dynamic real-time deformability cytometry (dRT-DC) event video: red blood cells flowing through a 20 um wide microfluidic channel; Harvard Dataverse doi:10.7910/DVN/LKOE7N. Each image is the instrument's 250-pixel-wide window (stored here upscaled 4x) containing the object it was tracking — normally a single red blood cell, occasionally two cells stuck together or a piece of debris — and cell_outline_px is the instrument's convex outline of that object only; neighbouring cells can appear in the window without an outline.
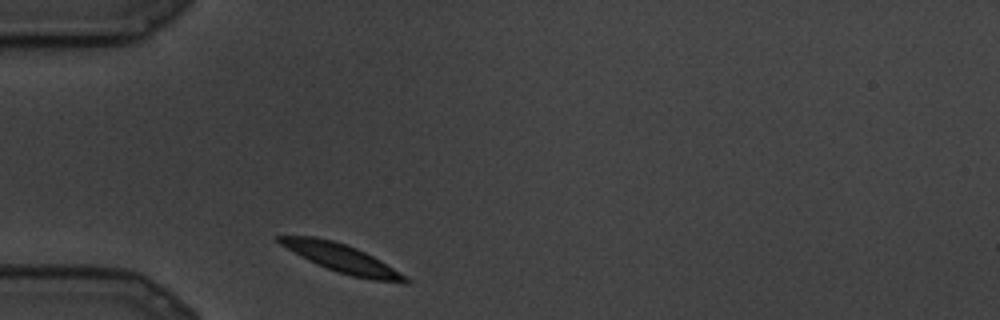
{"species": "common noctule bat (a hibernating species)", "species_latin": "Nyctalus noctula", "temperature_condition": "cold", "stored_images_in_passage": 5, "camera_frame_rate_fps": 3000, "um_per_image_px": 0.085, "animal": {"sex": "male", "body_mass_g": 19.5, "forearm_length_mm": 54.6}, "frame": {"image": 1, "passage_image": 1, "time_ms": 0.0, "image_size_px": [1000, 320], "cell_outline_px": [[412, 280], [408, 284], [372, 280], [352, 276], [336, 272], [316, 264], [300, 256], [280, 244], [276, 240], [276, 236], [316, 236], [332, 240], [356, 248], [380, 260], [400, 272]], "centroid_in_image_um": [29.07, 21.98], "position_along_channel_um": 55.9, "area_um2": 20.81}}
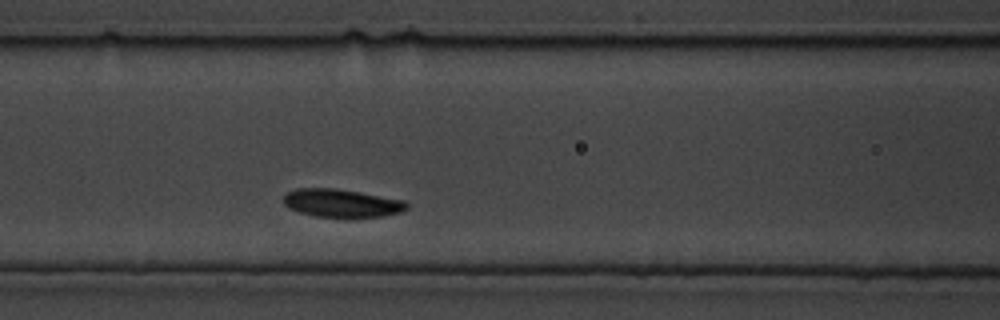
{"frame": {"image": 2, "passage_image": 5, "time_ms": 1.333, "image_size_px": [1000, 320], "cell_outline_px": [[408, 208], [400, 212], [384, 216], [348, 220], [344, 220], [316, 216], [300, 212], [288, 208], [284, 204], [284, 196], [288, 192], [296, 188], [336, 188], [360, 192], [404, 200], [408, 204]], "centroid_in_image_um": [29.06, 17.31], "position_along_channel_um": 137.5, "area_um2": 20.92}}